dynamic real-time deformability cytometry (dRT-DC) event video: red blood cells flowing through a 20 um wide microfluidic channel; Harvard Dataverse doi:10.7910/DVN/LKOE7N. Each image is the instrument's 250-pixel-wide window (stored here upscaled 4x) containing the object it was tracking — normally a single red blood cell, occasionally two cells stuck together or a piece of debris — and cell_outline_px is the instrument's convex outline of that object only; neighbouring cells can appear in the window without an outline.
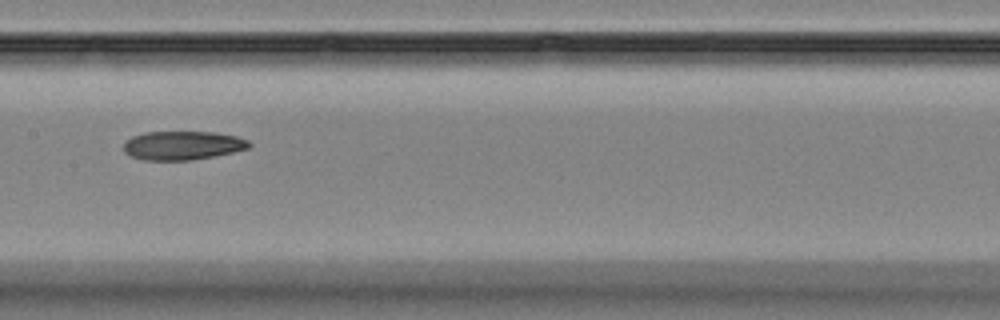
{"species": "Egyptian fruit bat (a non-hibernating species)", "species_latin": "Rousettus aegyptiacus", "temperature_condition": "room temperature", "stored_images_in_passage": 6, "camera_frame_rate_fps": 3000, "um_per_image_px": 0.085, "animal": {"sex": "female"}, "frame": {"image": 1, "passage_image": 4, "time_ms": 3.667, "image_size_px": [1000, 320], "cell_outline_px": [[252, 144], [248, 148], [216, 156], [192, 160], [144, 160], [132, 156], [124, 152], [124, 144], [132, 136], [144, 132], [216, 132], [236, 136], [248, 140]], "centroid_in_image_um": [15.54, 12.36], "position_along_channel_um": 191.9, "area_um2": 21.04}}
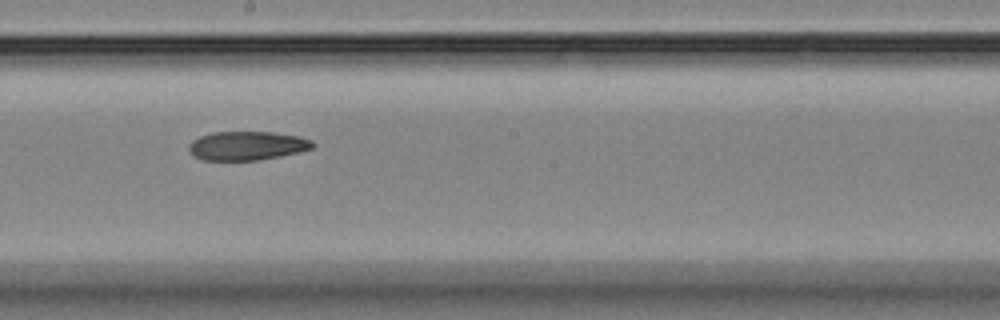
{"frame": {"image": 2, "passage_image": 5, "time_ms": 4.667, "image_size_px": [1000, 320], "cell_outline_px": [[316, 144], [312, 148], [280, 156], [260, 160], [200, 160], [192, 156], [188, 152], [188, 144], [192, 140], [200, 136], [212, 132], [272, 132], [300, 136], [312, 140]], "centroid_in_image_um": [20.95, 12.39], "position_along_channel_um": 227.3, "area_um2": 21.04}}
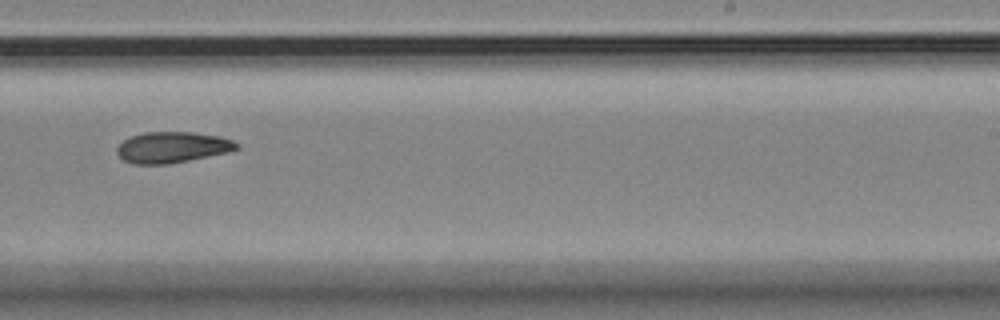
{"frame": {"image": 3, "passage_image": 6, "time_ms": 6.0, "image_size_px": [1000, 320], "cell_outline_px": [[240, 148], [228, 152], [168, 164], [132, 164], [124, 160], [116, 152], [116, 148], [124, 140], [132, 136], [144, 132], [192, 132], [220, 136], [232, 140], [240, 144]], "centroid_in_image_um": [14.66, 12.52], "position_along_channel_um": 274.3, "area_um2": 21.56}}